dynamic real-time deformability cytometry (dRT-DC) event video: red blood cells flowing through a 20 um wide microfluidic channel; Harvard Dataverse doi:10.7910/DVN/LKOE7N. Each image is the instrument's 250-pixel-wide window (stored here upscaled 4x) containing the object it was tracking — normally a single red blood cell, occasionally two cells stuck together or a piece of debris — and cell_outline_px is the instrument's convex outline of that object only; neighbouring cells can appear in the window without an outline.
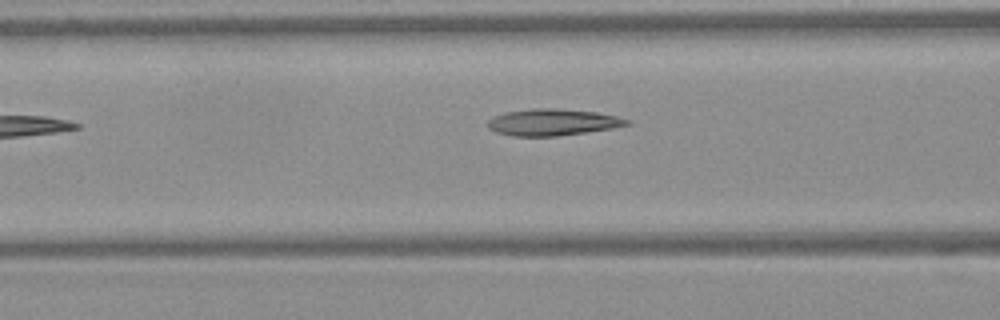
{"species": "Egyptian fruit bat (a non-hibernating species)", "species_latin": "Rousettus aegyptiacus", "temperature_condition": "warm", "stored_images_in_passage": 15, "camera_frame_rate_fps": 3000, "um_per_image_px": 0.085, "frame": {"image": 1, "passage_image": 7, "time_ms": 2.0, "image_size_px": [1000, 320], "cell_outline_px": [[632, 124], [612, 128], [556, 136], [512, 136], [496, 132], [488, 128], [488, 120], [492, 116], [504, 112], [532, 108], [556, 108], [596, 112], [616, 116], [632, 120]], "centroid_in_image_um": [46.96, 10.38], "position_along_channel_um": 119.6, "area_um2": 21.68}}
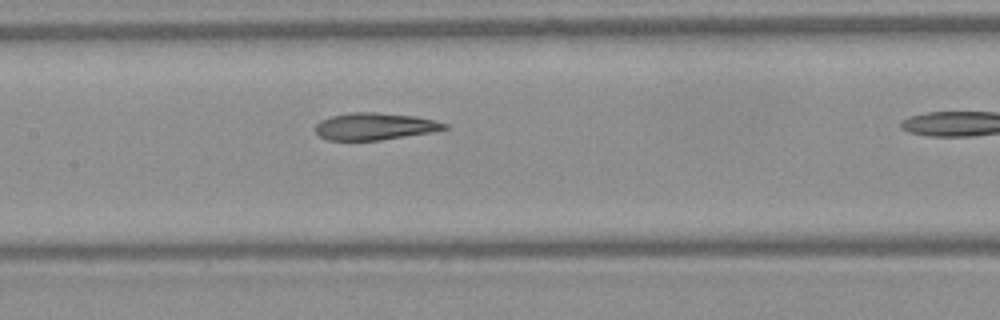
{"frame": {"image": 2, "passage_image": 11, "time_ms": 3.333, "image_size_px": [1000, 320], "cell_outline_px": [[448, 128], [432, 132], [380, 140], [328, 140], [320, 136], [316, 132], [316, 124], [320, 120], [332, 116], [352, 112], [376, 112], [416, 116], [436, 120], [448, 124]], "centroid_in_image_um": [31.88, 10.73], "position_along_channel_um": 175.5, "area_um2": 20.35}}